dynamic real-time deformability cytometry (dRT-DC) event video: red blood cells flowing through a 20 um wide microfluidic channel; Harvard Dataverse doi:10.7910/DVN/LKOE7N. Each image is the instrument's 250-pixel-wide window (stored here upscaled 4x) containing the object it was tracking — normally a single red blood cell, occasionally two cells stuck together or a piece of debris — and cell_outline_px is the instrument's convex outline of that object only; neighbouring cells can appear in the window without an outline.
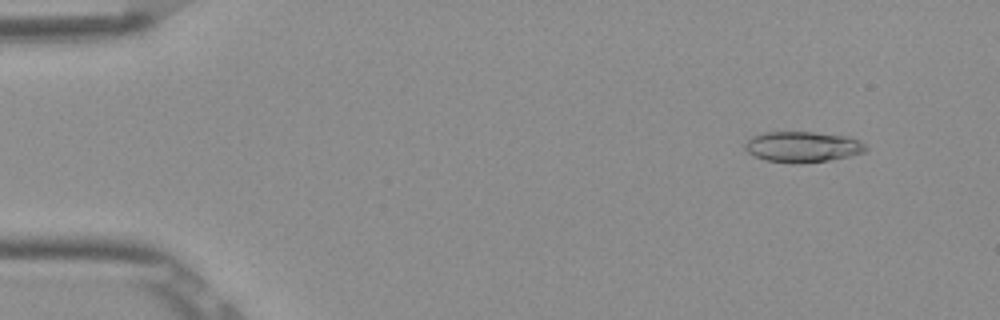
{"species": "Egyptian fruit bat (a non-hibernating species)", "species_latin": "Rousettus aegyptiacus", "temperature_condition": "room temperature", "stored_images_in_passage": 52, "camera_frame_rate_fps": 3000, "um_per_image_px": 0.085, "frame": {"image": 1, "passage_image": 5, "time_ms": 1.333, "image_size_px": [1000, 320], "cell_outline_px": [[868, 148], [864, 152], [848, 156], [828, 160], [800, 164], [764, 160], [748, 152], [744, 148], [744, 144], [752, 136], [764, 132], [812, 132], [848, 136], [860, 140]], "centroid_in_image_um": [68.22, 12.48], "position_along_channel_um": 16.8, "area_um2": 21.62}}
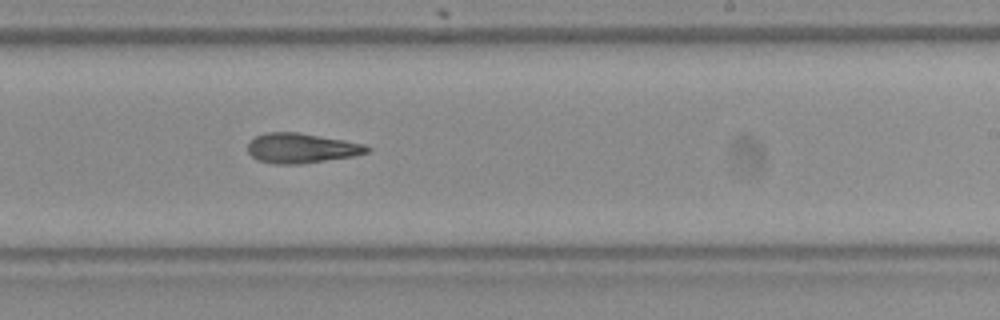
{"frame": {"image": 2, "passage_image": 32, "time_ms": 10.333, "image_size_px": [1000, 320], "cell_outline_px": [[372, 148], [368, 152], [352, 156], [300, 164], [272, 164], [256, 160], [248, 152], [248, 140], [256, 136], [268, 132], [296, 132], [368, 144]], "centroid_in_image_um": [25.6, 12.59], "position_along_channel_um": 263.4, "area_um2": 20.87}}
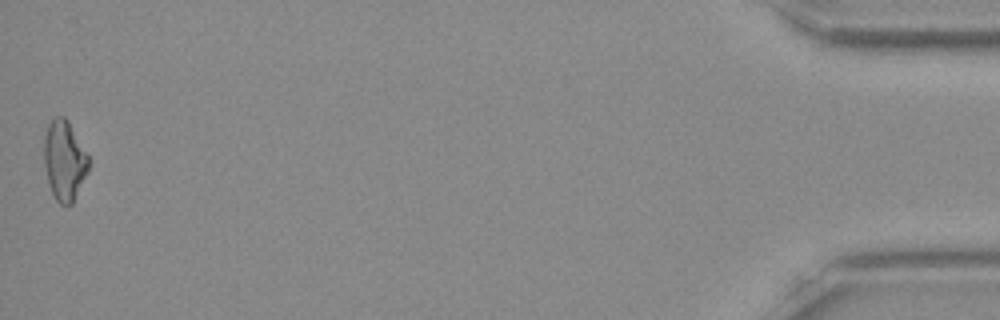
{"frame": {"image": 3, "passage_image": 52, "time_ms": 17.0, "image_size_px": [1000, 320], "cell_outline_px": [[88, 172], [72, 204], [68, 208], [64, 208], [56, 200], [48, 184], [44, 164], [44, 136], [48, 124], [56, 116], [64, 116], [68, 120], [88, 156]], "centroid_in_image_um": [5.46, 13.68], "position_along_channel_um": 429.7, "area_um2": 20.87}, "authors_computed_cell_mechanics": {"area_um2": 20.8369, "velocity_mm_per_s": 3.8993, "shape_relaxation_time_tau1_ms": null, "shape_relaxation_time_tau2_ms": 10.0838, "deformation_change_tau1": null, "deformation_change_tau2": 0.245}}